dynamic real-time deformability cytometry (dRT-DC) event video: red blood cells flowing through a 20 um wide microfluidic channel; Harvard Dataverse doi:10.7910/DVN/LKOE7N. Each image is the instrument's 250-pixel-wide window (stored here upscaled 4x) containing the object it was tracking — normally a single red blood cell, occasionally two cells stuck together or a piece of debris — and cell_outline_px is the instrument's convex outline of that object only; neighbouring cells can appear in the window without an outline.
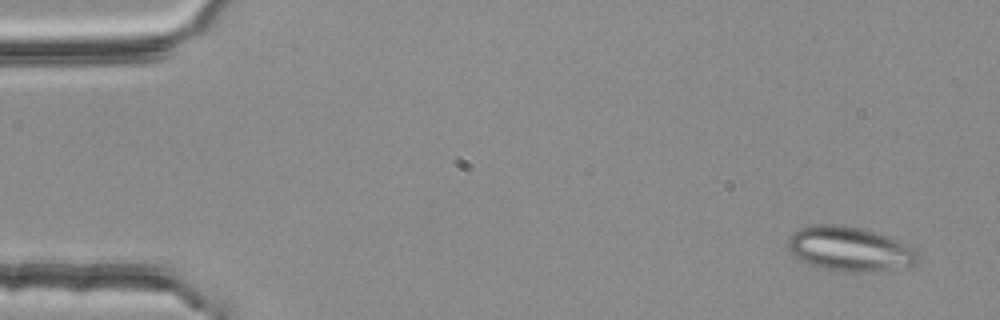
{"species": "common noctule bat (a hibernating species)", "species_latin": "Nyctalus noctula", "temperature_condition": "room temperature", "stored_images_in_passage": 4, "camera_frame_rate_fps": 3000, "um_per_image_px": 0.085, "animal": {"sex": "female", "body_mass_g": 25.1}, "frame": {"image": 1, "passage_image": 1, "time_ms": 0.0, "image_size_px": [1000, 320], "cell_outline_px": [[916, 260], [912, 264], [868, 272], [844, 272], [820, 268], [800, 260], [792, 256], [788, 248], [788, 240], [792, 232], [800, 228], [812, 224], [836, 224], [860, 228], [876, 232], [888, 236], [916, 248]], "centroid_in_image_um": [72.14, 21.14], "position_along_channel_um": 12.9, "area_um2": 33.52}}